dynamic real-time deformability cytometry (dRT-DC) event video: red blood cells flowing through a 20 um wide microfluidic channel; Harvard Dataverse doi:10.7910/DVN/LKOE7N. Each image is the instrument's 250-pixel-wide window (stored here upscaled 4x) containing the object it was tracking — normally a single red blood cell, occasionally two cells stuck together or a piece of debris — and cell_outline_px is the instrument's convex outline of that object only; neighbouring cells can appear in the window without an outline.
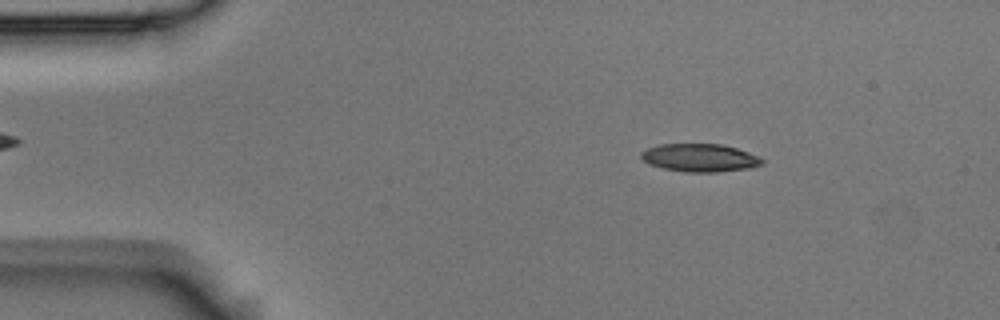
{"species": "Egyptian fruit bat (a non-hibernating species)", "species_latin": "Rousettus aegyptiacus", "temperature_condition": "room temperature", "stored_images_in_passage": 52, "camera_frame_rate_fps": 3000, "um_per_image_px": 0.085, "animal": {"sex": "male"}, "frame": {"image": 1, "passage_image": 7, "time_ms": 2.0, "image_size_px": [1000, 320], "cell_outline_px": [[764, 164], [752, 168], [716, 172], [684, 172], [664, 168], [648, 164], [640, 156], [640, 152], [648, 148], [660, 144], [724, 144], [760, 156], [764, 160]], "centroid_in_image_um": [59.52, 13.41], "position_along_channel_um": 25.5, "area_um2": 19.88}}
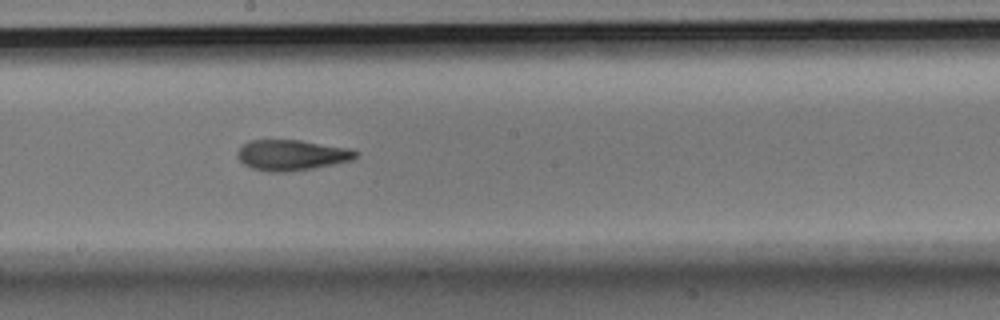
{"frame": {"image": 2, "passage_image": 28, "time_ms": 9.0, "image_size_px": [1000, 320], "cell_outline_px": [[360, 152], [352, 160], [292, 172], [268, 172], [252, 168], [244, 164], [236, 156], [236, 152], [248, 140], [300, 140], [352, 148]], "centroid_in_image_um": [24.8, 13.18], "position_along_channel_um": 223.4, "area_um2": 21.27}}
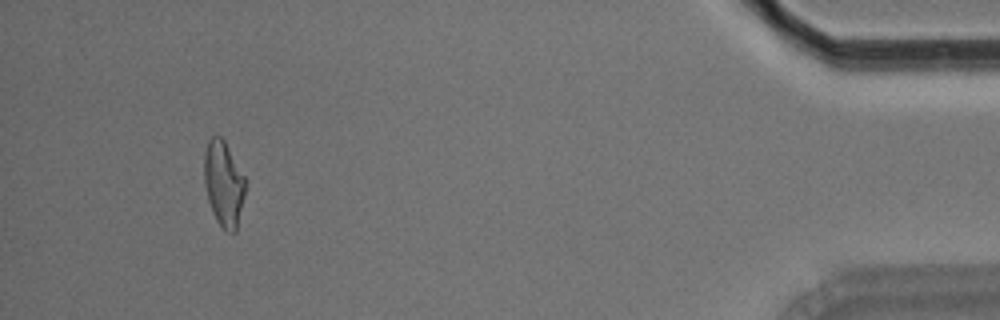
{"frame": {"image": 3, "passage_image": 49, "time_ms": 16.0, "image_size_px": [1000, 320], "cell_outline_px": [[244, 196], [236, 232], [228, 232], [216, 220], [212, 212], [208, 200], [204, 184], [204, 152], [208, 140], [212, 136], [220, 136], [224, 140], [244, 176]], "centroid_in_image_um": [18.98, 15.6], "position_along_channel_um": 416.2, "area_um2": 20.23}, "authors_computed_cell_mechanics": {"area_um2": 20.6346, "velocity_mm_per_s": 3.7274, "shape_relaxation_time_tau1_ms": 5.1191, "shape_relaxation_time_tau2_ms": 2.9539, "deformation_change_tau1": 0.188, "deformation_change_tau2": 0.1218}}